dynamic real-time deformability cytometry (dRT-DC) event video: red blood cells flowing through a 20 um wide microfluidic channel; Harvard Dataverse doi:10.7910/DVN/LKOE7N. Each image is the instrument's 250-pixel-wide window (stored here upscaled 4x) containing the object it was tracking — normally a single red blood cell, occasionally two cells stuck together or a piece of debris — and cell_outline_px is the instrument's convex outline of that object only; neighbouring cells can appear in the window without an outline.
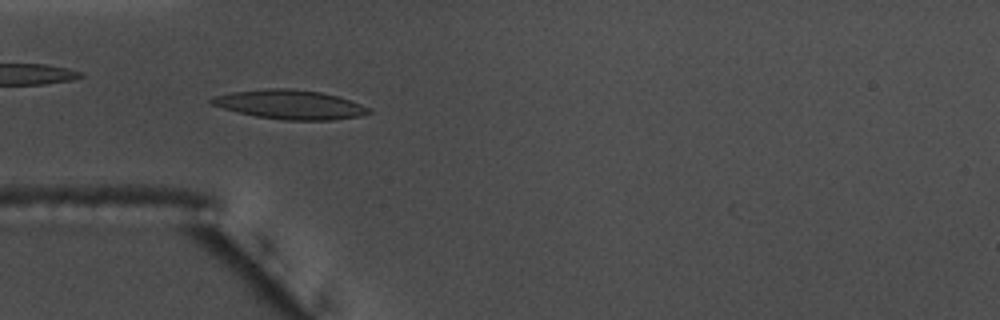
{"species": "common noctule bat (a hibernating species)", "species_latin": "Nyctalus noctula", "temperature_condition": "warm", "stored_images_in_passage": 55, "camera_frame_rate_fps": 3000, "um_per_image_px": 0.085, "animal": {"sex": "male", "body_mass_g": 17.5, "forearm_length_mm": 52.3}, "frame": {"image": 1, "passage_image": 16, "time_ms": 5.0, "image_size_px": [1000, 320], "cell_outline_px": [[372, 112], [360, 116], [332, 120], [284, 120], [256, 116], [236, 112], [212, 104], [208, 100], [216, 96], [232, 92], [268, 88], [288, 88], [320, 92], [336, 96], [360, 104], [368, 108]], "centroid_in_image_um": [24.63, 8.89], "position_along_channel_um": 60.4, "area_um2": 26.41}, "authors_computed_cell_mechanics": {"area_um2": 24.5072, "velocity_mm_per_s": 3.6238, "shape_relaxation_time_tau1_ms": 7.5845, "shape_relaxation_time_tau2_ms": 2.4164, "deformation_change_tau1": 0.2228, "deformation_change_tau2": 0.0923}}